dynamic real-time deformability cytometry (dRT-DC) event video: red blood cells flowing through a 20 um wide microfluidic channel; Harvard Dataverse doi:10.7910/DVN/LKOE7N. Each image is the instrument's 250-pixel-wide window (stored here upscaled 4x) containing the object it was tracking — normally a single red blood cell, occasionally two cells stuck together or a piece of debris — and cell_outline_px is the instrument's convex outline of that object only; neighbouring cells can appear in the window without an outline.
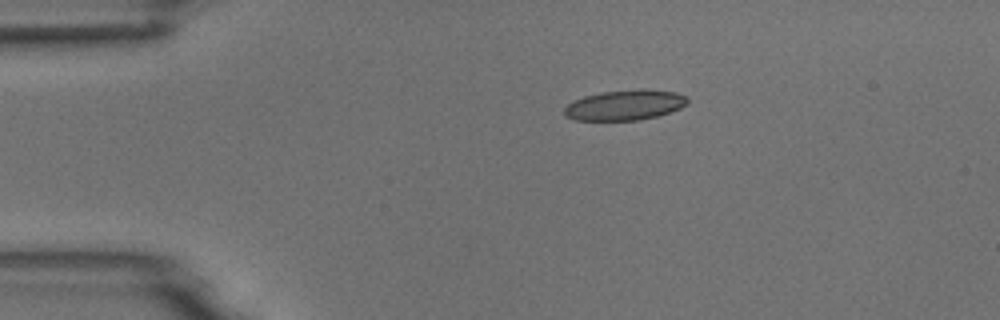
{"species": "common noctule bat (a hibernating species)", "species_latin": "Nyctalus noctula", "temperature_condition": "room temperature", "stored_images_in_passage": 4, "camera_frame_rate_fps": 3000, "um_per_image_px": 0.085, "animal": {"sex": "male", "body_mass_g": 18.8}, "frame": {"image": 1, "passage_image": 1, "time_ms": 0.0, "image_size_px": [1000, 320], "cell_outline_px": [[688, 104], [680, 108], [656, 116], [636, 120], [576, 120], [564, 116], [564, 108], [568, 104], [584, 96], [600, 92], [676, 92], [688, 96]], "centroid_in_image_um": [53.07, 8.98], "position_along_channel_um": 31.9, "area_um2": 20.69}}
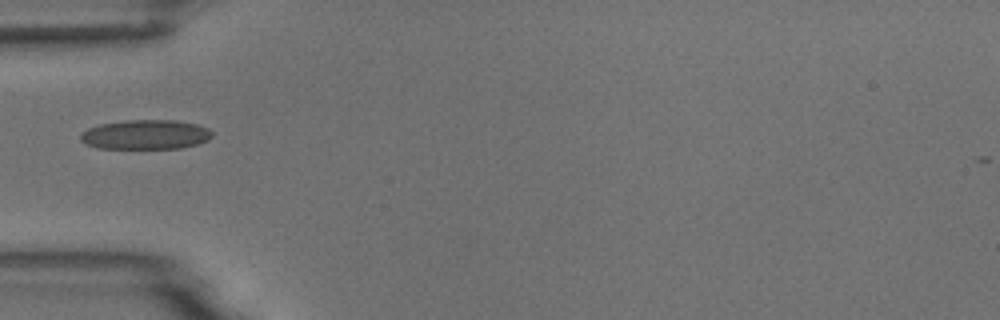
{"frame": {"image": 2, "passage_image": 3, "time_ms": 2.333, "image_size_px": [1000, 320], "cell_outline_px": [[212, 136], [208, 140], [196, 144], [180, 148], [96, 148], [84, 144], [80, 140], [80, 132], [88, 128], [100, 124], [124, 120], [176, 120], [196, 124], [208, 128], [212, 132]], "centroid_in_image_um": [12.33, 11.43], "position_along_channel_um": 72.7, "area_um2": 22.77}}